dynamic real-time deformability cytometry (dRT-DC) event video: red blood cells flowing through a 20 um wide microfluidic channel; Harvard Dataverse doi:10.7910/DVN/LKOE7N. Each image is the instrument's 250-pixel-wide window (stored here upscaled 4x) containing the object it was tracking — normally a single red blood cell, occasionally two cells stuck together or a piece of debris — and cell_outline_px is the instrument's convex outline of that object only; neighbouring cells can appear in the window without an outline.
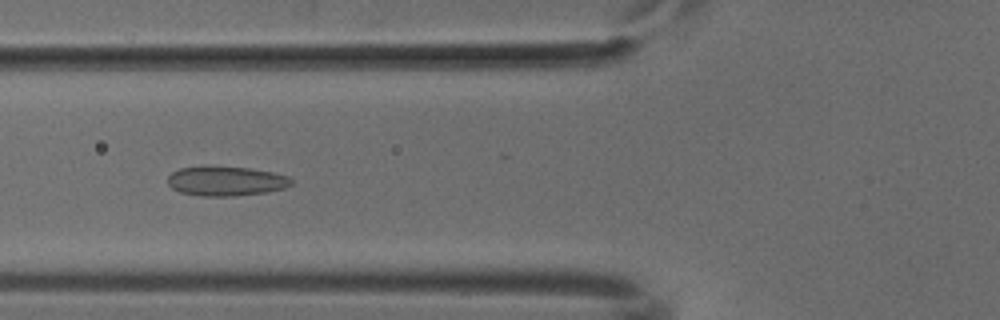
{"species": "common noctule bat (a hibernating species)", "species_latin": "Nyctalus noctula", "temperature_condition": "cold", "stored_images_in_passage": 45, "camera_frame_rate_fps": 3000, "um_per_image_px": 0.085, "animal": {"sex": "male", "body_mass_g": 18.8}, "frame": {"image": 1, "passage_image": 13, "time_ms": 4.0, "image_size_px": [1000, 320], "cell_outline_px": [[292, 184], [284, 188], [268, 192], [232, 196], [200, 196], [180, 192], [172, 188], [168, 184], [168, 176], [172, 172], [180, 168], [248, 168], [272, 172], [288, 176], [292, 180]], "centroid_in_image_um": [19.23, 15.42], "position_along_channel_um": 106.6, "area_um2": 20.75}}
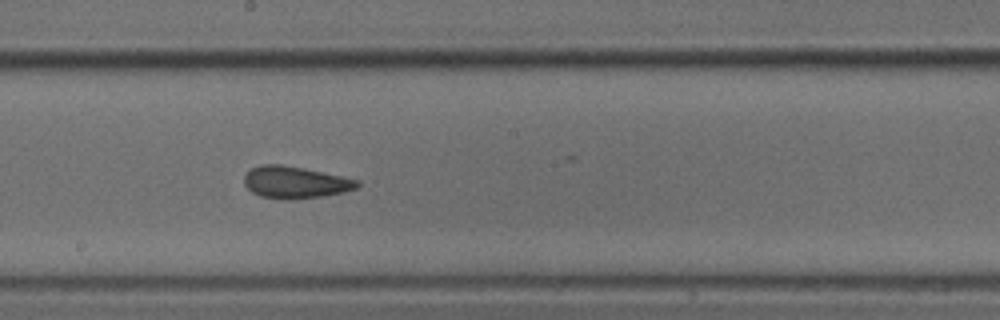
{"frame": {"image": 2, "passage_image": 22, "time_ms": 7.0, "image_size_px": [1000, 320], "cell_outline_px": [[360, 184], [356, 188], [344, 192], [324, 196], [288, 200], [260, 196], [252, 192], [244, 184], [244, 176], [252, 168], [260, 164], [280, 164], [304, 168], [360, 180]], "centroid_in_image_um": [25.1, 15.5], "position_along_channel_um": 223.1, "area_um2": 21.1}}
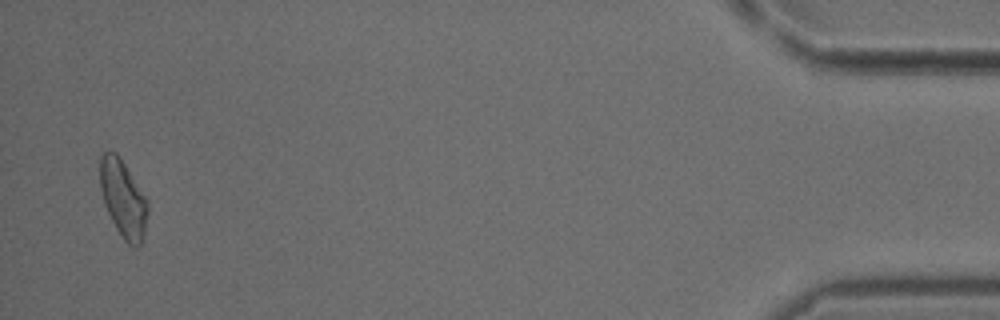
{"frame": {"image": 3, "passage_image": 44, "time_ms": 14.333, "image_size_px": [1000, 320], "cell_outline_px": [[148, 212], [144, 232], [140, 244], [136, 248], [132, 248], [124, 240], [116, 228], [104, 204], [100, 188], [100, 156], [104, 152], [116, 152], [148, 200]], "centroid_in_image_um": [10.47, 16.91], "position_along_channel_um": 424.7, "area_um2": 21.27}}